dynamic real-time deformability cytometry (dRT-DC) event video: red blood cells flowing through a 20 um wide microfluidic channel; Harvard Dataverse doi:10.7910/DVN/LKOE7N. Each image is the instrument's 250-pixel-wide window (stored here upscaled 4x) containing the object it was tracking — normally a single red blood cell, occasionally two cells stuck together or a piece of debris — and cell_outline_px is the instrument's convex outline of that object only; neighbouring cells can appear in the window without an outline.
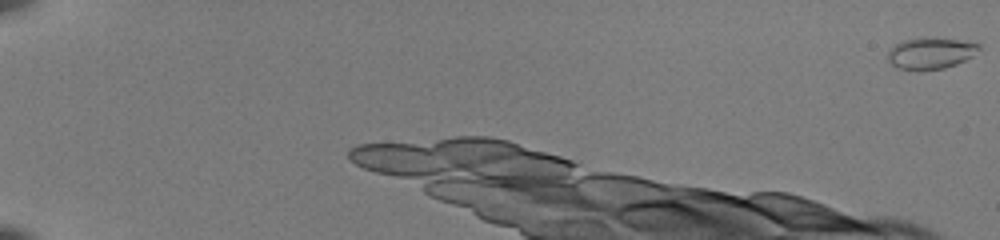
{"species": "common noctule bat (a hibernating species)", "species_latin": "Nyctalus noctula", "temperature_condition": "room temperature", "stored_images_in_passage": 20, "camera_frame_rate_fps": 3000, "um_per_image_px": 0.085, "animal": {"sex": "female", "body_mass_g": 22.0, "forearm_length_mm": 56.7}, "frame": {"image": 1, "passage_image": 1, "time_ms": 0.0, "image_size_px": [1000, 240], "cell_outline_px": [[980, 48], [972, 56], [956, 64], [944, 68], [896, 68], [888, 60], [888, 48], [904, 40], [924, 36], [956, 40], [980, 44]], "centroid_in_image_um": [79.08, 4.48], "position_along_channel_um": 5.9, "area_um2": 16.3}}
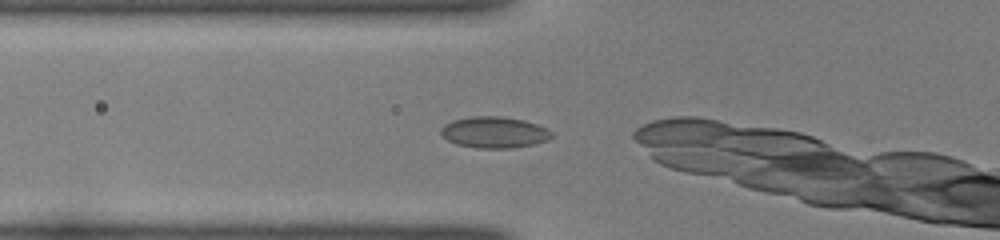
{"frame": {"image": 2, "passage_image": 6, "time_ms": 1.667, "image_size_px": [1000, 240], "cell_outline_px": [[552, 136], [548, 140], [536, 144], [512, 148], [476, 148], [456, 144], [448, 140], [440, 132], [440, 128], [444, 124], [452, 120], [468, 116], [500, 116], [524, 120], [536, 124], [552, 132]], "centroid_in_image_um": [41.99, 11.24], "position_along_channel_um": 83.8, "area_um2": 20.29}}
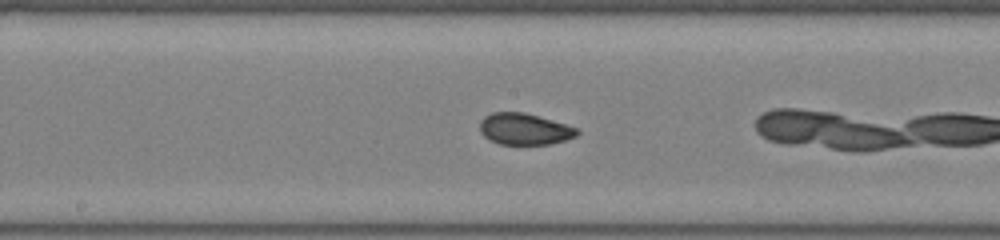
{"frame": {"image": 3, "passage_image": 15, "time_ms": 4.667, "image_size_px": [1000, 240], "cell_outline_px": [[580, 132], [576, 136], [552, 144], [500, 144], [484, 136], [480, 132], [480, 120], [484, 116], [492, 112], [524, 112], [564, 124], [576, 128]], "centroid_in_image_um": [44.55, 10.96], "position_along_channel_um": 203.7, "area_um2": 17.63}}